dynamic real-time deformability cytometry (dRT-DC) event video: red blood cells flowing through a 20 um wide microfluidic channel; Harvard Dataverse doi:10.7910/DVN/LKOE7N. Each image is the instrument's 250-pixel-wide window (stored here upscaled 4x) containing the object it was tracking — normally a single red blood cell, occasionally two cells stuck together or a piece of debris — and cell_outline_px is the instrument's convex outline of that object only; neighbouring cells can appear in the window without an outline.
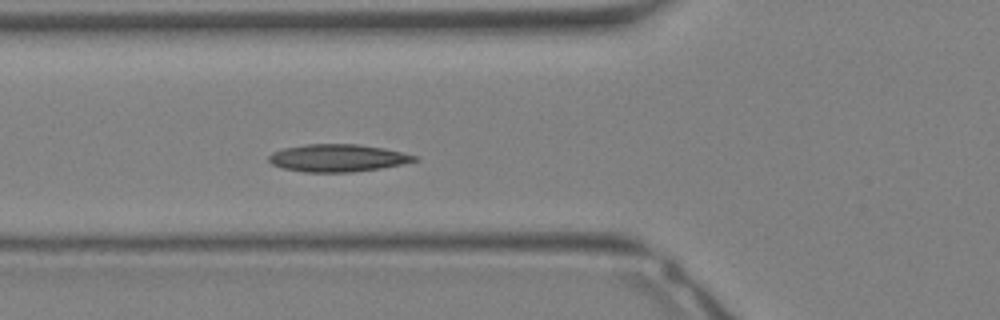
{"species": "Egyptian fruit bat (a non-hibernating species)", "species_latin": "Rousettus aegyptiacus", "temperature_condition": "warm", "stored_images_in_passage": 19, "camera_frame_rate_fps": 3000, "um_per_image_px": 0.085, "animal": {"sex": "female"}, "frame": {"image": 1, "passage_image": 2, "time_ms": 0.333, "image_size_px": [1000, 320], "cell_outline_px": [[420, 160], [380, 168], [352, 172], [304, 172], [280, 168], [272, 164], [268, 160], [268, 156], [272, 152], [284, 148], [304, 144], [356, 144], [384, 148], [416, 156]], "centroid_in_image_um": [28.65, 13.43], "position_along_channel_um": 97.2, "area_um2": 23.29}}
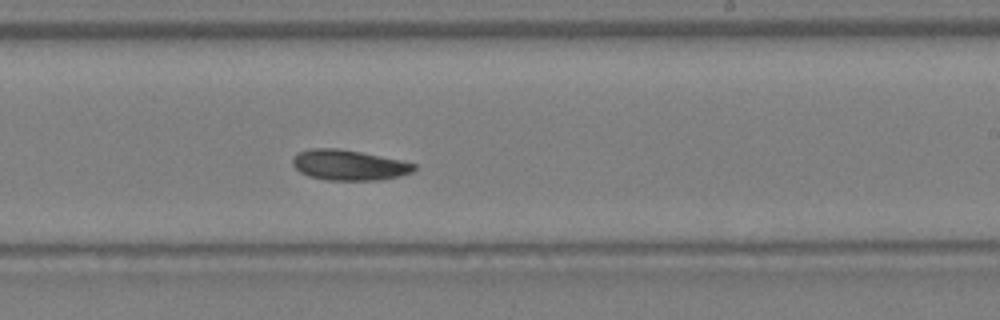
{"frame": {"image": 2, "passage_image": 10, "time_ms": 3.0, "image_size_px": [1000, 320], "cell_outline_px": [[416, 168], [412, 172], [400, 176], [380, 180], [328, 180], [308, 176], [300, 172], [292, 164], [292, 156], [296, 152], [312, 148], [336, 148], [360, 152], [400, 160], [416, 164]], "centroid_in_image_um": [29.62, 14.03], "position_along_channel_um": 259.4, "area_um2": 21.56}}
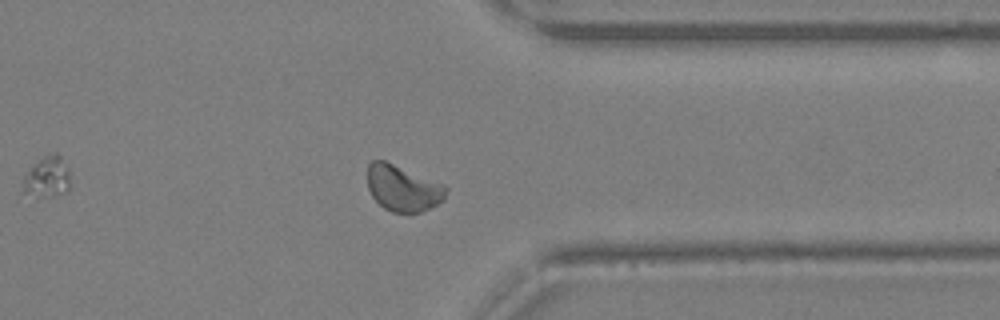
{"frame": {"image": 3, "passage_image": 16, "time_ms": 5.0, "image_size_px": [1000, 320], "cell_outline_px": [[448, 188], [444, 200], [420, 212], [392, 212], [384, 208], [372, 196], [368, 188], [368, 164], [372, 160], [384, 160], [444, 184]], "centroid_in_image_um": [34.25, 15.99], "position_along_channel_um": 377.2, "area_um2": 20.92}}